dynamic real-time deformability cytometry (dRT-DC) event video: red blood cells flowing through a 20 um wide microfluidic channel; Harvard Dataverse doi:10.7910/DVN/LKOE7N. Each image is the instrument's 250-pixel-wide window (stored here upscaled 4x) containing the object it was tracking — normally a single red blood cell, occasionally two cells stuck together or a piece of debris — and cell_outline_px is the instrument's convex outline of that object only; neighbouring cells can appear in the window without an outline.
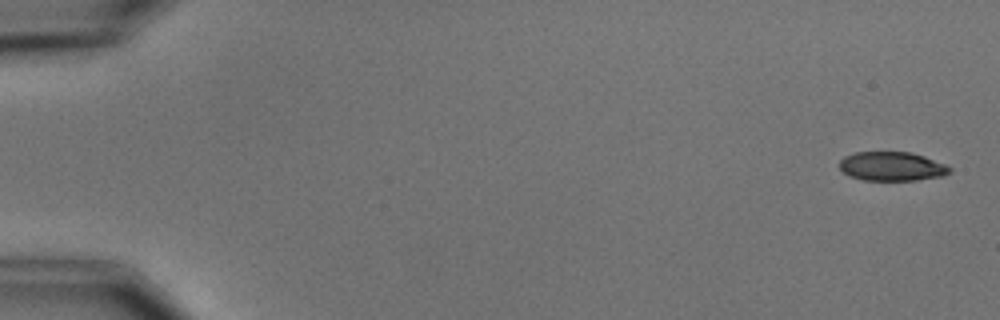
{"species": "common noctule bat (a hibernating species)", "species_latin": "Nyctalus noctula", "temperature_condition": "cold", "stored_images_in_passage": 5, "camera_frame_rate_fps": 3000, "um_per_image_px": 0.085, "animal": {"sex": "male", "body_mass_g": 15.6}, "frame": {"image": 1, "passage_image": 1, "time_ms": 0.0, "image_size_px": [1000, 320], "cell_outline_px": [[952, 172], [944, 176], [916, 180], [864, 180], [848, 176], [840, 168], [840, 160], [844, 156], [856, 152], [912, 152], [924, 156], [944, 164], [952, 168]], "centroid_in_image_um": [75.82, 14.14], "position_along_channel_um": 9.2, "area_um2": 18.73}}
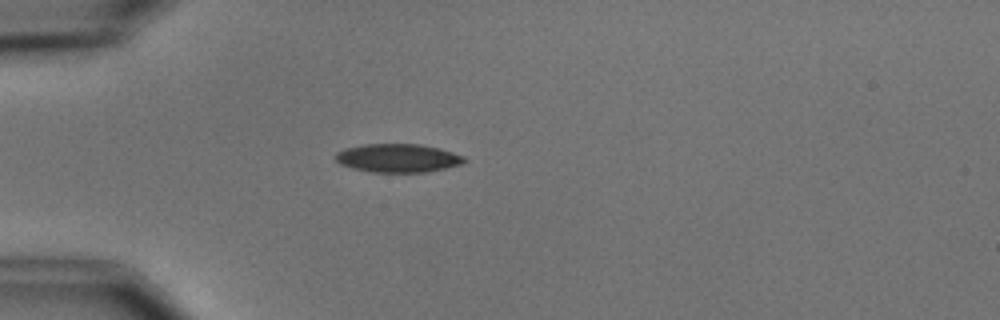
{"frame": {"image": 2, "passage_image": 5, "time_ms": 4.667, "image_size_px": [1000, 320], "cell_outline_px": [[468, 160], [460, 164], [444, 168], [424, 172], [372, 172], [352, 168], [340, 164], [336, 160], [336, 152], [344, 148], [364, 144], [420, 144], [440, 148], [464, 156]], "centroid_in_image_um": [33.8, 13.43], "position_along_channel_um": 51.2, "area_um2": 21.33}}